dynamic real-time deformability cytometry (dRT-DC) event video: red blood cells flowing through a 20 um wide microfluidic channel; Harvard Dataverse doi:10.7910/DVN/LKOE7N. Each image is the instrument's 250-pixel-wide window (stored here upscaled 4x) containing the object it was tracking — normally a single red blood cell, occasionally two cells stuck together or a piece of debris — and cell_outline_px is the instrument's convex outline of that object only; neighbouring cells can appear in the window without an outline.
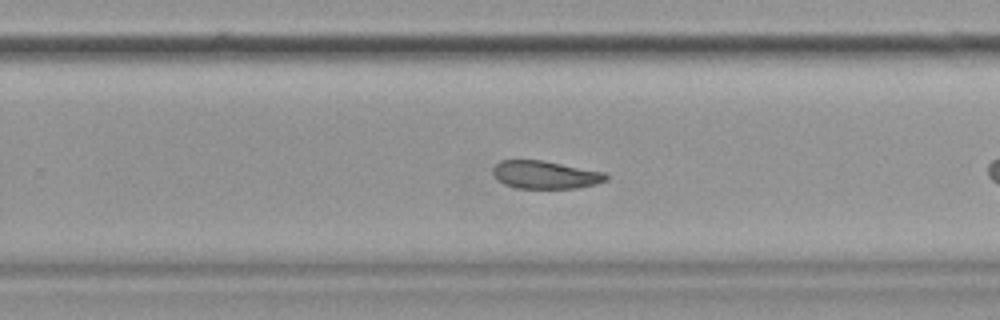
{"species": "common noctule bat (a hibernating species)", "species_latin": "Nyctalus noctula", "temperature_condition": "cold", "stored_images_in_passage": 29, "camera_frame_rate_fps": 3000, "um_per_image_px": 0.085, "animal": {"sex": "female", "body_mass_g": 19.9}, "frame": {"image": 1, "passage_image": 21, "time_ms": 6.667, "image_size_px": [1000, 320], "cell_outline_px": [[608, 180], [596, 184], [576, 188], [516, 188], [504, 184], [496, 180], [492, 172], [492, 168], [500, 160], [544, 160], [604, 172], [608, 176]], "centroid_in_image_um": [46.32, 14.85], "position_along_channel_um": 283.5, "area_um2": 18.55}}